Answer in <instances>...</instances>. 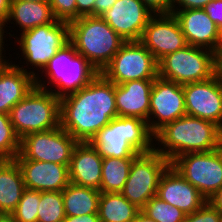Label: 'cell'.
<instances>
[{"label":"cell","instance_id":"cell-31","mask_svg":"<svg viewBox=\"0 0 222 222\" xmlns=\"http://www.w3.org/2000/svg\"><path fill=\"white\" fill-rule=\"evenodd\" d=\"M40 191L25 189L15 210L11 213L16 222H37Z\"/></svg>","mask_w":222,"mask_h":222},{"label":"cell","instance_id":"cell-15","mask_svg":"<svg viewBox=\"0 0 222 222\" xmlns=\"http://www.w3.org/2000/svg\"><path fill=\"white\" fill-rule=\"evenodd\" d=\"M140 42L157 62L187 46L185 36L173 14H154L144 28Z\"/></svg>","mask_w":222,"mask_h":222},{"label":"cell","instance_id":"cell-41","mask_svg":"<svg viewBox=\"0 0 222 222\" xmlns=\"http://www.w3.org/2000/svg\"><path fill=\"white\" fill-rule=\"evenodd\" d=\"M11 0H0V19L7 22Z\"/></svg>","mask_w":222,"mask_h":222},{"label":"cell","instance_id":"cell-42","mask_svg":"<svg viewBox=\"0 0 222 222\" xmlns=\"http://www.w3.org/2000/svg\"><path fill=\"white\" fill-rule=\"evenodd\" d=\"M6 23H7L6 21L0 19V57H4V55L2 53L4 52L3 51L4 50L3 46L5 44V41L3 39L5 38V35H6L4 33H7V31H4L5 28L7 27Z\"/></svg>","mask_w":222,"mask_h":222},{"label":"cell","instance_id":"cell-7","mask_svg":"<svg viewBox=\"0 0 222 222\" xmlns=\"http://www.w3.org/2000/svg\"><path fill=\"white\" fill-rule=\"evenodd\" d=\"M217 72L216 54L191 45L166 55L158 62V76L180 85L206 81Z\"/></svg>","mask_w":222,"mask_h":222},{"label":"cell","instance_id":"cell-24","mask_svg":"<svg viewBox=\"0 0 222 222\" xmlns=\"http://www.w3.org/2000/svg\"><path fill=\"white\" fill-rule=\"evenodd\" d=\"M26 189L19 165L6 159L0 165V212L11 214Z\"/></svg>","mask_w":222,"mask_h":222},{"label":"cell","instance_id":"cell-26","mask_svg":"<svg viewBox=\"0 0 222 222\" xmlns=\"http://www.w3.org/2000/svg\"><path fill=\"white\" fill-rule=\"evenodd\" d=\"M140 209L130 203L121 192H101L98 205L100 222H132Z\"/></svg>","mask_w":222,"mask_h":222},{"label":"cell","instance_id":"cell-10","mask_svg":"<svg viewBox=\"0 0 222 222\" xmlns=\"http://www.w3.org/2000/svg\"><path fill=\"white\" fill-rule=\"evenodd\" d=\"M169 165L170 161L155 150L140 153L131 164L122 195L141 210L157 196L160 177Z\"/></svg>","mask_w":222,"mask_h":222},{"label":"cell","instance_id":"cell-5","mask_svg":"<svg viewBox=\"0 0 222 222\" xmlns=\"http://www.w3.org/2000/svg\"><path fill=\"white\" fill-rule=\"evenodd\" d=\"M40 73L42 74L39 78L35 77V85L51 91L59 98L80 90L99 74L87 59L77 53L70 41L57 51ZM43 73L47 84L46 80H43ZM48 85L55 89H49Z\"/></svg>","mask_w":222,"mask_h":222},{"label":"cell","instance_id":"cell-37","mask_svg":"<svg viewBox=\"0 0 222 222\" xmlns=\"http://www.w3.org/2000/svg\"><path fill=\"white\" fill-rule=\"evenodd\" d=\"M95 0H76L77 19L83 16H94Z\"/></svg>","mask_w":222,"mask_h":222},{"label":"cell","instance_id":"cell-21","mask_svg":"<svg viewBox=\"0 0 222 222\" xmlns=\"http://www.w3.org/2000/svg\"><path fill=\"white\" fill-rule=\"evenodd\" d=\"M153 84L154 80H135L115 85L118 117H138L147 122Z\"/></svg>","mask_w":222,"mask_h":222},{"label":"cell","instance_id":"cell-44","mask_svg":"<svg viewBox=\"0 0 222 222\" xmlns=\"http://www.w3.org/2000/svg\"><path fill=\"white\" fill-rule=\"evenodd\" d=\"M0 222H16L12 214L1 213Z\"/></svg>","mask_w":222,"mask_h":222},{"label":"cell","instance_id":"cell-46","mask_svg":"<svg viewBox=\"0 0 222 222\" xmlns=\"http://www.w3.org/2000/svg\"><path fill=\"white\" fill-rule=\"evenodd\" d=\"M222 55V28L220 29V37L217 48V59Z\"/></svg>","mask_w":222,"mask_h":222},{"label":"cell","instance_id":"cell-27","mask_svg":"<svg viewBox=\"0 0 222 222\" xmlns=\"http://www.w3.org/2000/svg\"><path fill=\"white\" fill-rule=\"evenodd\" d=\"M136 157H104L102 162V176L100 192H122L128 179L133 160Z\"/></svg>","mask_w":222,"mask_h":222},{"label":"cell","instance_id":"cell-48","mask_svg":"<svg viewBox=\"0 0 222 222\" xmlns=\"http://www.w3.org/2000/svg\"><path fill=\"white\" fill-rule=\"evenodd\" d=\"M17 1L50 2V0H17Z\"/></svg>","mask_w":222,"mask_h":222},{"label":"cell","instance_id":"cell-36","mask_svg":"<svg viewBox=\"0 0 222 222\" xmlns=\"http://www.w3.org/2000/svg\"><path fill=\"white\" fill-rule=\"evenodd\" d=\"M211 1L213 0H172L171 10L203 9Z\"/></svg>","mask_w":222,"mask_h":222},{"label":"cell","instance_id":"cell-29","mask_svg":"<svg viewBox=\"0 0 222 222\" xmlns=\"http://www.w3.org/2000/svg\"><path fill=\"white\" fill-rule=\"evenodd\" d=\"M141 211L157 222H184L186 213L162 201L158 196L152 197Z\"/></svg>","mask_w":222,"mask_h":222},{"label":"cell","instance_id":"cell-9","mask_svg":"<svg viewBox=\"0 0 222 222\" xmlns=\"http://www.w3.org/2000/svg\"><path fill=\"white\" fill-rule=\"evenodd\" d=\"M101 74L115 85L135 80H155L158 77V62L140 41H128Z\"/></svg>","mask_w":222,"mask_h":222},{"label":"cell","instance_id":"cell-11","mask_svg":"<svg viewBox=\"0 0 222 222\" xmlns=\"http://www.w3.org/2000/svg\"><path fill=\"white\" fill-rule=\"evenodd\" d=\"M170 165L207 200L222 187V146L208 152H190Z\"/></svg>","mask_w":222,"mask_h":222},{"label":"cell","instance_id":"cell-43","mask_svg":"<svg viewBox=\"0 0 222 222\" xmlns=\"http://www.w3.org/2000/svg\"><path fill=\"white\" fill-rule=\"evenodd\" d=\"M132 222H157L153 220L152 218L145 215L141 210L136 215L135 219Z\"/></svg>","mask_w":222,"mask_h":222},{"label":"cell","instance_id":"cell-1","mask_svg":"<svg viewBox=\"0 0 222 222\" xmlns=\"http://www.w3.org/2000/svg\"><path fill=\"white\" fill-rule=\"evenodd\" d=\"M60 126L77 142L91 139L118 117L115 84L99 73L80 90L60 98Z\"/></svg>","mask_w":222,"mask_h":222},{"label":"cell","instance_id":"cell-38","mask_svg":"<svg viewBox=\"0 0 222 222\" xmlns=\"http://www.w3.org/2000/svg\"><path fill=\"white\" fill-rule=\"evenodd\" d=\"M117 0H95L94 16H101L109 10Z\"/></svg>","mask_w":222,"mask_h":222},{"label":"cell","instance_id":"cell-39","mask_svg":"<svg viewBox=\"0 0 222 222\" xmlns=\"http://www.w3.org/2000/svg\"><path fill=\"white\" fill-rule=\"evenodd\" d=\"M63 222H100L98 213L82 216H65Z\"/></svg>","mask_w":222,"mask_h":222},{"label":"cell","instance_id":"cell-49","mask_svg":"<svg viewBox=\"0 0 222 222\" xmlns=\"http://www.w3.org/2000/svg\"><path fill=\"white\" fill-rule=\"evenodd\" d=\"M6 159L2 156V155H0V165L5 161Z\"/></svg>","mask_w":222,"mask_h":222},{"label":"cell","instance_id":"cell-34","mask_svg":"<svg viewBox=\"0 0 222 222\" xmlns=\"http://www.w3.org/2000/svg\"><path fill=\"white\" fill-rule=\"evenodd\" d=\"M203 10L209 15L212 21L222 28V0H213Z\"/></svg>","mask_w":222,"mask_h":222},{"label":"cell","instance_id":"cell-25","mask_svg":"<svg viewBox=\"0 0 222 222\" xmlns=\"http://www.w3.org/2000/svg\"><path fill=\"white\" fill-rule=\"evenodd\" d=\"M101 192L95 188L69 183L63 190L65 216H82L98 213Z\"/></svg>","mask_w":222,"mask_h":222},{"label":"cell","instance_id":"cell-18","mask_svg":"<svg viewBox=\"0 0 222 222\" xmlns=\"http://www.w3.org/2000/svg\"><path fill=\"white\" fill-rule=\"evenodd\" d=\"M188 45L213 51L217 57L220 28L203 9L171 10Z\"/></svg>","mask_w":222,"mask_h":222},{"label":"cell","instance_id":"cell-28","mask_svg":"<svg viewBox=\"0 0 222 222\" xmlns=\"http://www.w3.org/2000/svg\"><path fill=\"white\" fill-rule=\"evenodd\" d=\"M64 219L62 191L40 192L37 222H63Z\"/></svg>","mask_w":222,"mask_h":222},{"label":"cell","instance_id":"cell-16","mask_svg":"<svg viewBox=\"0 0 222 222\" xmlns=\"http://www.w3.org/2000/svg\"><path fill=\"white\" fill-rule=\"evenodd\" d=\"M154 13L141 0H117L100 17L125 41H140Z\"/></svg>","mask_w":222,"mask_h":222},{"label":"cell","instance_id":"cell-35","mask_svg":"<svg viewBox=\"0 0 222 222\" xmlns=\"http://www.w3.org/2000/svg\"><path fill=\"white\" fill-rule=\"evenodd\" d=\"M154 14H170L172 0H141Z\"/></svg>","mask_w":222,"mask_h":222},{"label":"cell","instance_id":"cell-20","mask_svg":"<svg viewBox=\"0 0 222 222\" xmlns=\"http://www.w3.org/2000/svg\"><path fill=\"white\" fill-rule=\"evenodd\" d=\"M102 162L103 157L90 142H78L68 166L70 182L100 191Z\"/></svg>","mask_w":222,"mask_h":222},{"label":"cell","instance_id":"cell-2","mask_svg":"<svg viewBox=\"0 0 222 222\" xmlns=\"http://www.w3.org/2000/svg\"><path fill=\"white\" fill-rule=\"evenodd\" d=\"M154 141V150L171 163L185 153L208 152L220 148L222 128L209 120L186 114L161 128L154 135ZM156 144L159 146L156 147Z\"/></svg>","mask_w":222,"mask_h":222},{"label":"cell","instance_id":"cell-32","mask_svg":"<svg viewBox=\"0 0 222 222\" xmlns=\"http://www.w3.org/2000/svg\"><path fill=\"white\" fill-rule=\"evenodd\" d=\"M56 20L70 23L77 19L76 0H50Z\"/></svg>","mask_w":222,"mask_h":222},{"label":"cell","instance_id":"cell-6","mask_svg":"<svg viewBox=\"0 0 222 222\" xmlns=\"http://www.w3.org/2000/svg\"><path fill=\"white\" fill-rule=\"evenodd\" d=\"M60 98L37 86L9 112L10 121L19 138L34 132L60 126Z\"/></svg>","mask_w":222,"mask_h":222},{"label":"cell","instance_id":"cell-13","mask_svg":"<svg viewBox=\"0 0 222 222\" xmlns=\"http://www.w3.org/2000/svg\"><path fill=\"white\" fill-rule=\"evenodd\" d=\"M184 115L186 107L183 86L158 76L150 93V112L147 121L149 130L155 135L166 124Z\"/></svg>","mask_w":222,"mask_h":222},{"label":"cell","instance_id":"cell-23","mask_svg":"<svg viewBox=\"0 0 222 222\" xmlns=\"http://www.w3.org/2000/svg\"><path fill=\"white\" fill-rule=\"evenodd\" d=\"M19 25L22 32L33 29L37 26L54 23L55 19L50 2L17 1L11 0L10 11L7 20Z\"/></svg>","mask_w":222,"mask_h":222},{"label":"cell","instance_id":"cell-17","mask_svg":"<svg viewBox=\"0 0 222 222\" xmlns=\"http://www.w3.org/2000/svg\"><path fill=\"white\" fill-rule=\"evenodd\" d=\"M157 196L186 214L197 211L207 202V199L171 165L160 177Z\"/></svg>","mask_w":222,"mask_h":222},{"label":"cell","instance_id":"cell-4","mask_svg":"<svg viewBox=\"0 0 222 222\" xmlns=\"http://www.w3.org/2000/svg\"><path fill=\"white\" fill-rule=\"evenodd\" d=\"M69 39L78 54L101 73L125 41L100 16H83L69 23Z\"/></svg>","mask_w":222,"mask_h":222},{"label":"cell","instance_id":"cell-14","mask_svg":"<svg viewBox=\"0 0 222 222\" xmlns=\"http://www.w3.org/2000/svg\"><path fill=\"white\" fill-rule=\"evenodd\" d=\"M186 114L209 120L222 128V74L206 81L182 85Z\"/></svg>","mask_w":222,"mask_h":222},{"label":"cell","instance_id":"cell-19","mask_svg":"<svg viewBox=\"0 0 222 222\" xmlns=\"http://www.w3.org/2000/svg\"><path fill=\"white\" fill-rule=\"evenodd\" d=\"M20 167L25 187L40 192L62 191L69 183L67 165L30 159H14Z\"/></svg>","mask_w":222,"mask_h":222},{"label":"cell","instance_id":"cell-12","mask_svg":"<svg viewBox=\"0 0 222 222\" xmlns=\"http://www.w3.org/2000/svg\"><path fill=\"white\" fill-rule=\"evenodd\" d=\"M77 143L61 126L30 133L20 139V151L14 159H30L69 166Z\"/></svg>","mask_w":222,"mask_h":222},{"label":"cell","instance_id":"cell-47","mask_svg":"<svg viewBox=\"0 0 222 222\" xmlns=\"http://www.w3.org/2000/svg\"><path fill=\"white\" fill-rule=\"evenodd\" d=\"M218 72L222 74V55L218 58Z\"/></svg>","mask_w":222,"mask_h":222},{"label":"cell","instance_id":"cell-45","mask_svg":"<svg viewBox=\"0 0 222 222\" xmlns=\"http://www.w3.org/2000/svg\"><path fill=\"white\" fill-rule=\"evenodd\" d=\"M8 61H9V59L6 60V56L0 57V73L8 66V64L12 63V61H10V62H8Z\"/></svg>","mask_w":222,"mask_h":222},{"label":"cell","instance_id":"cell-22","mask_svg":"<svg viewBox=\"0 0 222 222\" xmlns=\"http://www.w3.org/2000/svg\"><path fill=\"white\" fill-rule=\"evenodd\" d=\"M11 63L0 73V113L9 114L12 107L36 86L35 71Z\"/></svg>","mask_w":222,"mask_h":222},{"label":"cell","instance_id":"cell-3","mask_svg":"<svg viewBox=\"0 0 222 222\" xmlns=\"http://www.w3.org/2000/svg\"><path fill=\"white\" fill-rule=\"evenodd\" d=\"M154 135L145 120L138 117H116L90 141L104 157H137L154 150Z\"/></svg>","mask_w":222,"mask_h":222},{"label":"cell","instance_id":"cell-33","mask_svg":"<svg viewBox=\"0 0 222 222\" xmlns=\"http://www.w3.org/2000/svg\"><path fill=\"white\" fill-rule=\"evenodd\" d=\"M184 222H222V215L207 201L197 211L186 214Z\"/></svg>","mask_w":222,"mask_h":222},{"label":"cell","instance_id":"cell-30","mask_svg":"<svg viewBox=\"0 0 222 222\" xmlns=\"http://www.w3.org/2000/svg\"><path fill=\"white\" fill-rule=\"evenodd\" d=\"M20 151V138L10 121L9 114L0 113V155L14 159Z\"/></svg>","mask_w":222,"mask_h":222},{"label":"cell","instance_id":"cell-40","mask_svg":"<svg viewBox=\"0 0 222 222\" xmlns=\"http://www.w3.org/2000/svg\"><path fill=\"white\" fill-rule=\"evenodd\" d=\"M207 201L222 215V187L217 190Z\"/></svg>","mask_w":222,"mask_h":222},{"label":"cell","instance_id":"cell-8","mask_svg":"<svg viewBox=\"0 0 222 222\" xmlns=\"http://www.w3.org/2000/svg\"><path fill=\"white\" fill-rule=\"evenodd\" d=\"M19 36L14 39L19 45L18 49L22 51L23 59L26 60L24 64H27L26 68L28 65L34 66L31 69L36 68V77H39L38 72L43 70L57 51L70 41L69 23L57 20L21 32Z\"/></svg>","mask_w":222,"mask_h":222}]
</instances>
